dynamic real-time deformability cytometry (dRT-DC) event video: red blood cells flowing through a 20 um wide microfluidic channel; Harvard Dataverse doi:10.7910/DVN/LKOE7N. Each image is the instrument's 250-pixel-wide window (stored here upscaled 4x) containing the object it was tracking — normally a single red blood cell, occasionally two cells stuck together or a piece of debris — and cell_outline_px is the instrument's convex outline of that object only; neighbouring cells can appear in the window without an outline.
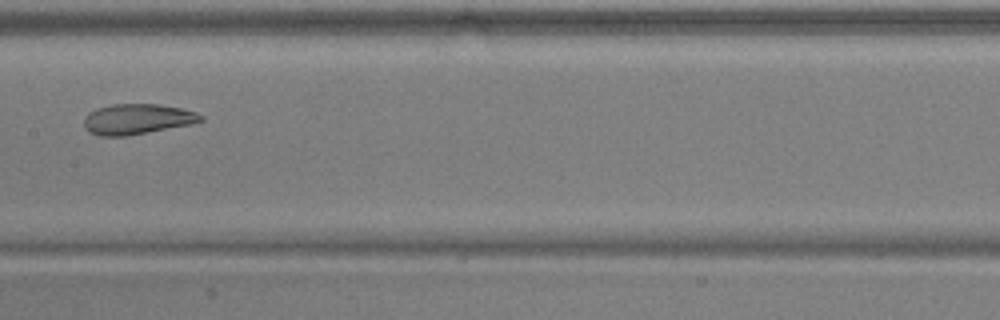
{"species": "common noctule bat (a hibernating species)", "species_latin": "Nyctalus noctula", "temperature_condition": "warm", "stored_images_in_passage": 5, "camera_frame_rate_fps": 3000, "um_per_image_px": 0.085, "animal": {"sex": "male", "body_mass_g": 17.9, "forearm_length_mm": 54.2}, "frame": {"image": 1, "passage_image": 4, "time_ms": 1.0, "image_size_px": [1000, 320], "cell_outline_px": [[204, 120], [192, 124], [124, 136], [100, 136], [88, 132], [84, 128], [84, 120], [88, 112], [96, 108], [112, 104], [160, 104], [180, 108], [196, 112], [204, 116]], "centroid_in_image_um": [11.64, 10.12], "position_along_channel_um": 195.8, "area_um2": 20.75}}
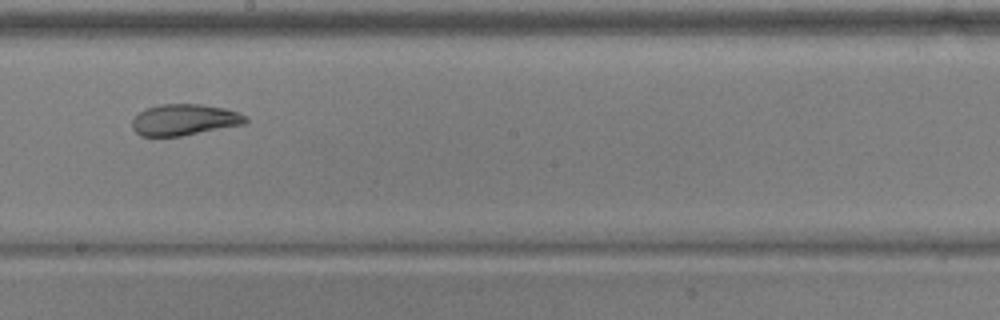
{"frame": {"image": 2, "passage_image": 5, "time_ms": 1.333, "image_size_px": [1000, 320], "cell_outline_px": [[248, 120], [244, 124], [180, 136], [140, 136], [132, 128], [132, 120], [140, 112], [148, 108], [160, 104], [200, 104], [224, 108], [240, 112], [248, 116]], "centroid_in_image_um": [15.69, 10.18], "position_along_channel_um": 232.5, "area_um2": 20.58}}